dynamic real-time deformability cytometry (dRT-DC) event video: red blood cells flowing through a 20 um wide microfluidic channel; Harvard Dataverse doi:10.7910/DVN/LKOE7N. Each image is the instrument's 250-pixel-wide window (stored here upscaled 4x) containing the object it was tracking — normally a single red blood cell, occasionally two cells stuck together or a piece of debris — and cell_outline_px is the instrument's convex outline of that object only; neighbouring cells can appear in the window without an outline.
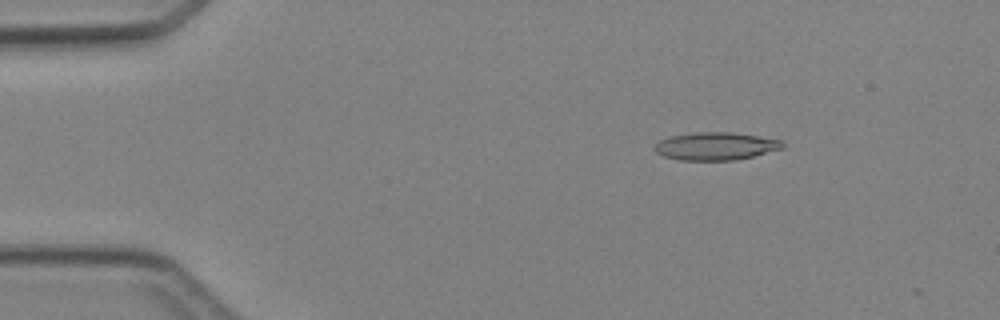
{"species": "Egyptian fruit bat (a non-hibernating species)", "species_latin": "Rousettus aegyptiacus", "temperature_condition": "cold", "stored_images_in_passage": 3, "camera_frame_rate_fps": 3000, "um_per_image_px": 0.085, "animal": {"sex": "female"}, "frame": {"image": 1, "passage_image": 1, "time_ms": 0.0, "image_size_px": [1000, 320], "cell_outline_px": [[784, 148], [736, 160], [680, 160], [664, 156], [656, 152], [652, 148], [660, 140], [672, 136], [696, 132], [732, 132], [784, 140]], "centroid_in_image_um": [60.85, 12.42], "position_along_channel_um": 24.1, "area_um2": 20.69}}
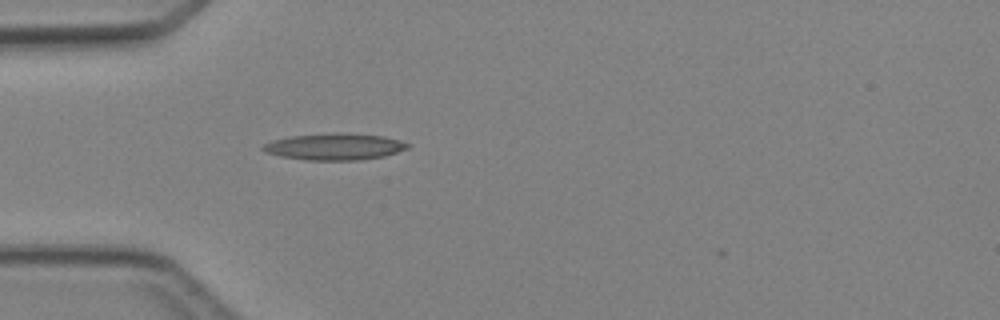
{"frame": {"image": 2, "passage_image": 3, "time_ms": 2.333, "image_size_px": [1000, 320], "cell_outline_px": [[412, 144], [408, 148], [384, 156], [360, 160], [308, 160], [280, 156], [264, 152], [260, 148], [264, 144], [272, 140], [292, 136], [340, 132], [384, 136], [400, 140]], "centroid_in_image_um": [28.45, 12.46], "position_along_channel_um": 56.6, "area_um2": 22.48}}